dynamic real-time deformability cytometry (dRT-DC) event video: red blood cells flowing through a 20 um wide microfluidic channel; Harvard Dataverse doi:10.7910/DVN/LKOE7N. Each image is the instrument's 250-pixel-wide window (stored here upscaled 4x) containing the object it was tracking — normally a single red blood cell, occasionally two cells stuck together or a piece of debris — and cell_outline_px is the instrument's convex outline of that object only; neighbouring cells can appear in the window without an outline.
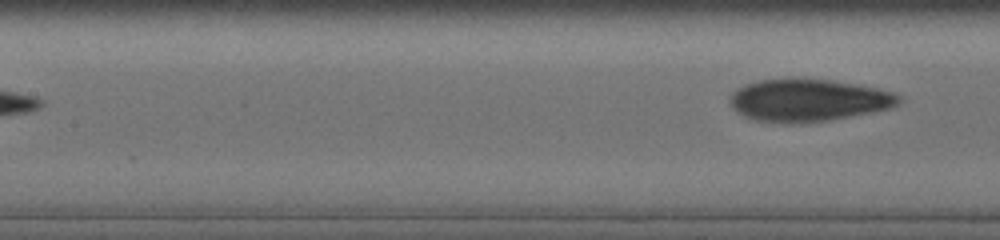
{"species": "human", "species_latin": "Homo sapiens", "temperature_condition": "cold", "stored_images_in_passage": 9, "segment_of_instrument_passage": [2, 2], "camera_frame_rate_fps": 3000, "um_per_image_px": 0.085, "donor": {"sex": "male"}, "frame": {"image": 1, "passage_image": 9, "time_ms": 3.667, "image_size_px": [1000, 240], "cell_outline_px": [[900, 104], [888, 108], [872, 112], [828, 120], [800, 124], [792, 124], [756, 120], [744, 116], [736, 112], [732, 108], [728, 100], [732, 92], [744, 84], [756, 80], [788, 76], [796, 76], [832, 80], [876, 88], [892, 92], [900, 96]], "centroid_in_image_um": [68.62, 8.49], "position_along_channel_um": 138.8, "area_um2": 42.6}}